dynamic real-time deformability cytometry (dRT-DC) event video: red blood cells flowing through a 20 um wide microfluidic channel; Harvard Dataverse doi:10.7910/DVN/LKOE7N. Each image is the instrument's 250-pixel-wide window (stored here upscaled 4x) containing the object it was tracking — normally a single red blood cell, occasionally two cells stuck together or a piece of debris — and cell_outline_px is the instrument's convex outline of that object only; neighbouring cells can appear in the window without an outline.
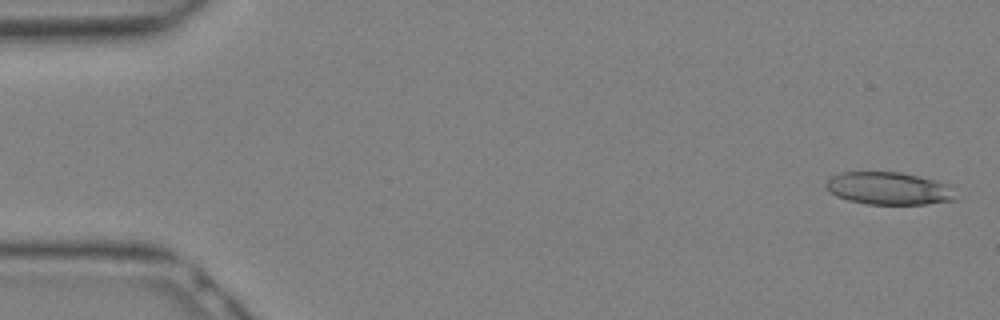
{"species": "Egyptian fruit bat (a non-hibernating species)", "species_latin": "Rousettus aegyptiacus", "temperature_condition": "warm", "stored_images_in_passage": 7, "camera_frame_rate_fps": 3000, "um_per_image_px": 0.085, "animal": {"sex": "female"}, "frame": {"image": 1, "passage_image": 1, "time_ms": 0.0, "image_size_px": [1000, 320], "cell_outline_px": [[956, 200], [924, 204], [868, 204], [848, 200], [836, 196], [824, 184], [832, 176], [840, 172], [900, 172], [932, 180], [944, 184]], "centroid_in_image_um": [75.45, 16.02], "position_along_channel_um": 9.6, "area_um2": 23.93}}